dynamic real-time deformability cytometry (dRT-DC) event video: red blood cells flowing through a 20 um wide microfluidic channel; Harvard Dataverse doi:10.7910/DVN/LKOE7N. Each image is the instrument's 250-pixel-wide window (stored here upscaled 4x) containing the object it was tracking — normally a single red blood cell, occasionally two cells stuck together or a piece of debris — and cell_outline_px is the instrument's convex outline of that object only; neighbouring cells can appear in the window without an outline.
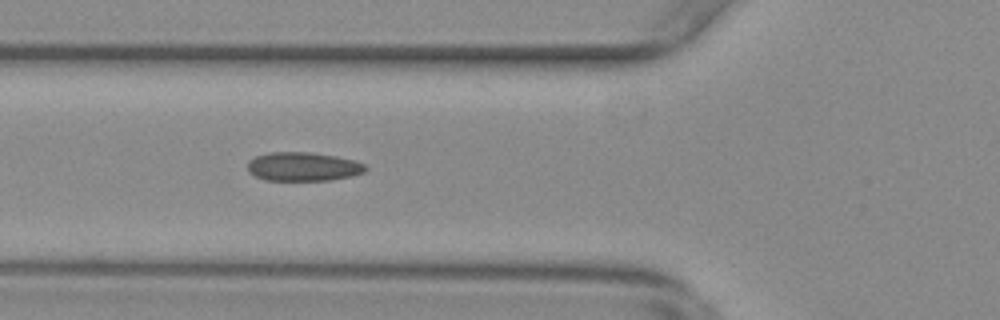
{"species": "common noctule bat (a hibernating species)", "species_latin": "Nyctalus noctula", "temperature_condition": "warm", "stored_images_in_passage": 41, "camera_frame_rate_fps": 3000, "um_per_image_px": 0.085, "animal": {"sex": "female", "body_mass_g": 29.2, "forearm_length_mm": 56.3}, "frame": {"image": 1, "passage_image": 6, "time_ms": 1.667, "image_size_px": [1000, 320], "cell_outline_px": [[368, 168], [364, 172], [352, 176], [332, 180], [264, 180], [248, 172], [248, 160], [256, 156], [268, 152], [308, 152], [336, 156], [352, 160], [364, 164]], "centroid_in_image_um": [25.75, 14.16], "position_along_channel_um": 100.1, "area_um2": 19.83}}
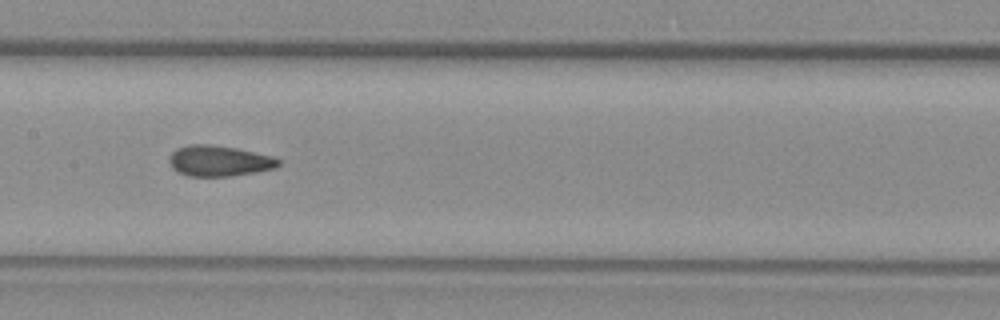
{"frame": {"image": 2, "passage_image": 13, "time_ms": 4.0, "image_size_px": [1000, 320], "cell_outline_px": [[280, 164], [276, 168], [256, 172], [228, 176], [188, 176], [176, 172], [172, 168], [168, 160], [168, 156], [176, 148], [188, 144], [212, 144], [236, 148], [272, 156], [280, 160]], "centroid_in_image_um": [18.58, 13.67], "position_along_channel_um": 188.8, "area_um2": 19.77}}
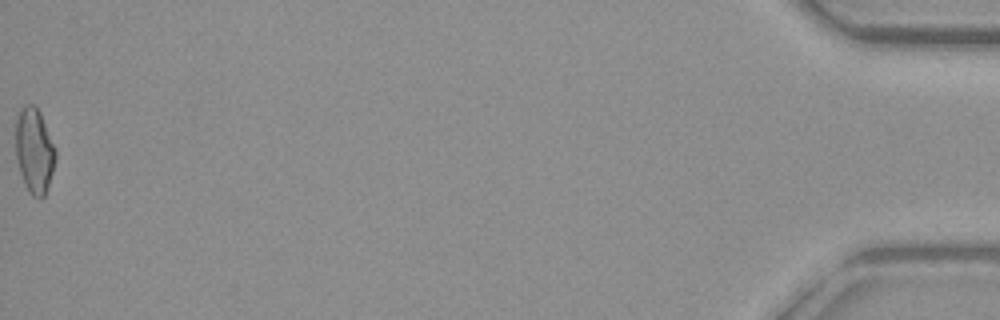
{"frame": {"image": 3, "passage_image": 41, "time_ms": 13.333, "image_size_px": [1000, 320], "cell_outline_px": [[56, 160], [48, 188], [44, 196], [40, 200], [32, 196], [28, 192], [24, 184], [16, 160], [16, 120], [20, 108], [24, 104], [32, 104], [40, 112], [56, 148]], "centroid_in_image_um": [2.92, 12.83], "position_along_channel_um": 432.3, "area_um2": 20.11}, "authors_computed_cell_mechanics": {"area_um2": 19.5364, "velocity_mm_per_s": 3.7785, "shape_relaxation_time_tau1_ms": null, "shape_relaxation_time_tau2_ms": 1.5146, "deformation_change_tau1": null, "deformation_change_tau2": 0.0801}}